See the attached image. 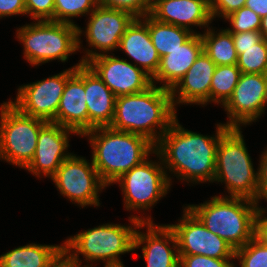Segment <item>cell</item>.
I'll list each match as a JSON object with an SVG mask.
<instances>
[{
  "label": "cell",
  "instance_id": "5b68a950",
  "mask_svg": "<svg viewBox=\"0 0 267 267\" xmlns=\"http://www.w3.org/2000/svg\"><path fill=\"white\" fill-rule=\"evenodd\" d=\"M212 233L234 250L243 247L255 236L257 202L228 195L213 196L199 205H186Z\"/></svg>",
  "mask_w": 267,
  "mask_h": 267
},
{
  "label": "cell",
  "instance_id": "277c9868",
  "mask_svg": "<svg viewBox=\"0 0 267 267\" xmlns=\"http://www.w3.org/2000/svg\"><path fill=\"white\" fill-rule=\"evenodd\" d=\"M128 218L131 223L128 224L129 226L105 223L68 237L63 242V251L76 265L82 263L79 255H82L88 263L84 266L92 267L93 262L97 261L105 262L104 266L123 264L120 255L133 251L137 226L141 222H153L150 215L147 218L137 215H131ZM90 262L91 264H89Z\"/></svg>",
  "mask_w": 267,
  "mask_h": 267
},
{
  "label": "cell",
  "instance_id": "ffe728a7",
  "mask_svg": "<svg viewBox=\"0 0 267 267\" xmlns=\"http://www.w3.org/2000/svg\"><path fill=\"white\" fill-rule=\"evenodd\" d=\"M210 1L154 0L150 15L159 22L173 24L197 34L192 26L206 29L213 22Z\"/></svg>",
  "mask_w": 267,
  "mask_h": 267
},
{
  "label": "cell",
  "instance_id": "ee69618b",
  "mask_svg": "<svg viewBox=\"0 0 267 267\" xmlns=\"http://www.w3.org/2000/svg\"><path fill=\"white\" fill-rule=\"evenodd\" d=\"M71 267H91V266H81V265H76V264H73ZM94 267V266H93Z\"/></svg>",
  "mask_w": 267,
  "mask_h": 267
},
{
  "label": "cell",
  "instance_id": "44dd1931",
  "mask_svg": "<svg viewBox=\"0 0 267 267\" xmlns=\"http://www.w3.org/2000/svg\"><path fill=\"white\" fill-rule=\"evenodd\" d=\"M118 49L151 78L156 74L161 57L153 46L148 26L141 18H135L127 27Z\"/></svg>",
  "mask_w": 267,
  "mask_h": 267
},
{
  "label": "cell",
  "instance_id": "74e56055",
  "mask_svg": "<svg viewBox=\"0 0 267 267\" xmlns=\"http://www.w3.org/2000/svg\"><path fill=\"white\" fill-rule=\"evenodd\" d=\"M235 48H249L257 44L262 35L259 31H245L239 33H232Z\"/></svg>",
  "mask_w": 267,
  "mask_h": 267
},
{
  "label": "cell",
  "instance_id": "9c48e42d",
  "mask_svg": "<svg viewBox=\"0 0 267 267\" xmlns=\"http://www.w3.org/2000/svg\"><path fill=\"white\" fill-rule=\"evenodd\" d=\"M158 161L148 157L140 165L121 175L113 184L121 187L125 210L149 211L154 204L165 197L171 187V176H167L160 155Z\"/></svg>",
  "mask_w": 267,
  "mask_h": 267
},
{
  "label": "cell",
  "instance_id": "83f0119b",
  "mask_svg": "<svg viewBox=\"0 0 267 267\" xmlns=\"http://www.w3.org/2000/svg\"><path fill=\"white\" fill-rule=\"evenodd\" d=\"M236 52L241 73L267 74V40L262 38L249 48H236Z\"/></svg>",
  "mask_w": 267,
  "mask_h": 267
},
{
  "label": "cell",
  "instance_id": "ab89813d",
  "mask_svg": "<svg viewBox=\"0 0 267 267\" xmlns=\"http://www.w3.org/2000/svg\"><path fill=\"white\" fill-rule=\"evenodd\" d=\"M245 7L250 8L261 18L267 16V0H246Z\"/></svg>",
  "mask_w": 267,
  "mask_h": 267
},
{
  "label": "cell",
  "instance_id": "f1b7e54d",
  "mask_svg": "<svg viewBox=\"0 0 267 267\" xmlns=\"http://www.w3.org/2000/svg\"><path fill=\"white\" fill-rule=\"evenodd\" d=\"M54 22L76 25L72 18L89 15L99 0H54Z\"/></svg>",
  "mask_w": 267,
  "mask_h": 267
},
{
  "label": "cell",
  "instance_id": "b9f144b4",
  "mask_svg": "<svg viewBox=\"0 0 267 267\" xmlns=\"http://www.w3.org/2000/svg\"><path fill=\"white\" fill-rule=\"evenodd\" d=\"M259 32L262 35V38L267 40V16L261 18V26Z\"/></svg>",
  "mask_w": 267,
  "mask_h": 267
},
{
  "label": "cell",
  "instance_id": "ba28073f",
  "mask_svg": "<svg viewBox=\"0 0 267 267\" xmlns=\"http://www.w3.org/2000/svg\"><path fill=\"white\" fill-rule=\"evenodd\" d=\"M0 106V160L25 169L34 157L40 129L47 121L22 113L10 99Z\"/></svg>",
  "mask_w": 267,
  "mask_h": 267
},
{
  "label": "cell",
  "instance_id": "5bb4252c",
  "mask_svg": "<svg viewBox=\"0 0 267 267\" xmlns=\"http://www.w3.org/2000/svg\"><path fill=\"white\" fill-rule=\"evenodd\" d=\"M177 224H168L174 231L179 255H204L215 259H235V250L218 235L209 231L187 207Z\"/></svg>",
  "mask_w": 267,
  "mask_h": 267
},
{
  "label": "cell",
  "instance_id": "484cf974",
  "mask_svg": "<svg viewBox=\"0 0 267 267\" xmlns=\"http://www.w3.org/2000/svg\"><path fill=\"white\" fill-rule=\"evenodd\" d=\"M204 31L203 34L200 32L203 40V51L216 66L237 64L238 55L232 33L225 28L217 32L212 26H209Z\"/></svg>",
  "mask_w": 267,
  "mask_h": 267
},
{
  "label": "cell",
  "instance_id": "30bf717a",
  "mask_svg": "<svg viewBox=\"0 0 267 267\" xmlns=\"http://www.w3.org/2000/svg\"><path fill=\"white\" fill-rule=\"evenodd\" d=\"M61 195L79 207L100 206L99 192L108 186L101 180L91 159L72 154L50 178Z\"/></svg>",
  "mask_w": 267,
  "mask_h": 267
},
{
  "label": "cell",
  "instance_id": "e0dca14e",
  "mask_svg": "<svg viewBox=\"0 0 267 267\" xmlns=\"http://www.w3.org/2000/svg\"><path fill=\"white\" fill-rule=\"evenodd\" d=\"M145 227V233L140 231ZM139 247H142V258L146 261L145 267H179L177 239L168 224L156 225L153 222H141L135 231L133 251Z\"/></svg>",
  "mask_w": 267,
  "mask_h": 267
},
{
  "label": "cell",
  "instance_id": "2e32d148",
  "mask_svg": "<svg viewBox=\"0 0 267 267\" xmlns=\"http://www.w3.org/2000/svg\"><path fill=\"white\" fill-rule=\"evenodd\" d=\"M78 135L53 122H47L41 129L37 140L34 157L25 170L40 178H51L62 162L73 153L67 152L69 147V135Z\"/></svg>",
  "mask_w": 267,
  "mask_h": 267
},
{
  "label": "cell",
  "instance_id": "52a82bcc",
  "mask_svg": "<svg viewBox=\"0 0 267 267\" xmlns=\"http://www.w3.org/2000/svg\"><path fill=\"white\" fill-rule=\"evenodd\" d=\"M76 25L54 21H34L16 31V38L23 46L24 59L32 66L59 60L68 61L77 53L78 32Z\"/></svg>",
  "mask_w": 267,
  "mask_h": 267
},
{
  "label": "cell",
  "instance_id": "f546056e",
  "mask_svg": "<svg viewBox=\"0 0 267 267\" xmlns=\"http://www.w3.org/2000/svg\"><path fill=\"white\" fill-rule=\"evenodd\" d=\"M240 267H267V245L255 236L243 247L235 250Z\"/></svg>",
  "mask_w": 267,
  "mask_h": 267
},
{
  "label": "cell",
  "instance_id": "7c38bea8",
  "mask_svg": "<svg viewBox=\"0 0 267 267\" xmlns=\"http://www.w3.org/2000/svg\"><path fill=\"white\" fill-rule=\"evenodd\" d=\"M81 64L79 60L73 67L59 74L19 86L16 98L10 102L26 115L52 122L56 118L66 81Z\"/></svg>",
  "mask_w": 267,
  "mask_h": 267
},
{
  "label": "cell",
  "instance_id": "d4e9b609",
  "mask_svg": "<svg viewBox=\"0 0 267 267\" xmlns=\"http://www.w3.org/2000/svg\"><path fill=\"white\" fill-rule=\"evenodd\" d=\"M148 31L156 51L163 57L187 42L194 33L188 29L157 21L150 14L141 18Z\"/></svg>",
  "mask_w": 267,
  "mask_h": 267
},
{
  "label": "cell",
  "instance_id": "60d3db41",
  "mask_svg": "<svg viewBox=\"0 0 267 267\" xmlns=\"http://www.w3.org/2000/svg\"><path fill=\"white\" fill-rule=\"evenodd\" d=\"M73 264L70 257L63 251L47 267H71Z\"/></svg>",
  "mask_w": 267,
  "mask_h": 267
},
{
  "label": "cell",
  "instance_id": "d6a6232c",
  "mask_svg": "<svg viewBox=\"0 0 267 267\" xmlns=\"http://www.w3.org/2000/svg\"><path fill=\"white\" fill-rule=\"evenodd\" d=\"M26 15L35 21H54V0H25Z\"/></svg>",
  "mask_w": 267,
  "mask_h": 267
},
{
  "label": "cell",
  "instance_id": "ac0fdd59",
  "mask_svg": "<svg viewBox=\"0 0 267 267\" xmlns=\"http://www.w3.org/2000/svg\"><path fill=\"white\" fill-rule=\"evenodd\" d=\"M85 99V63L67 79L53 123L75 131L80 137L88 132V108Z\"/></svg>",
  "mask_w": 267,
  "mask_h": 267
},
{
  "label": "cell",
  "instance_id": "9a60e30c",
  "mask_svg": "<svg viewBox=\"0 0 267 267\" xmlns=\"http://www.w3.org/2000/svg\"><path fill=\"white\" fill-rule=\"evenodd\" d=\"M86 64L109 87L116 97L142 92L152 85L151 77L127 59L114 53L93 57Z\"/></svg>",
  "mask_w": 267,
  "mask_h": 267
},
{
  "label": "cell",
  "instance_id": "3957f363",
  "mask_svg": "<svg viewBox=\"0 0 267 267\" xmlns=\"http://www.w3.org/2000/svg\"><path fill=\"white\" fill-rule=\"evenodd\" d=\"M83 136L88 137L93 164L107 186L155 151V145L146 137L110 126L96 127Z\"/></svg>",
  "mask_w": 267,
  "mask_h": 267
},
{
  "label": "cell",
  "instance_id": "836d02e7",
  "mask_svg": "<svg viewBox=\"0 0 267 267\" xmlns=\"http://www.w3.org/2000/svg\"><path fill=\"white\" fill-rule=\"evenodd\" d=\"M179 258V267H236L234 259H215L204 255H179Z\"/></svg>",
  "mask_w": 267,
  "mask_h": 267
},
{
  "label": "cell",
  "instance_id": "1f68e13d",
  "mask_svg": "<svg viewBox=\"0 0 267 267\" xmlns=\"http://www.w3.org/2000/svg\"><path fill=\"white\" fill-rule=\"evenodd\" d=\"M154 0H99V4L131 13L136 18L150 14Z\"/></svg>",
  "mask_w": 267,
  "mask_h": 267
},
{
  "label": "cell",
  "instance_id": "6da1fadb",
  "mask_svg": "<svg viewBox=\"0 0 267 267\" xmlns=\"http://www.w3.org/2000/svg\"><path fill=\"white\" fill-rule=\"evenodd\" d=\"M179 123L176 117L155 145L167 176L171 172L187 184L213 183L217 146L228 127L222 123L215 124L216 134L207 136L187 130Z\"/></svg>",
  "mask_w": 267,
  "mask_h": 267
},
{
  "label": "cell",
  "instance_id": "603a6c76",
  "mask_svg": "<svg viewBox=\"0 0 267 267\" xmlns=\"http://www.w3.org/2000/svg\"><path fill=\"white\" fill-rule=\"evenodd\" d=\"M85 99L88 108V131L110 126L115 114V94L85 63Z\"/></svg>",
  "mask_w": 267,
  "mask_h": 267
},
{
  "label": "cell",
  "instance_id": "cb8c5ba5",
  "mask_svg": "<svg viewBox=\"0 0 267 267\" xmlns=\"http://www.w3.org/2000/svg\"><path fill=\"white\" fill-rule=\"evenodd\" d=\"M63 252V244L30 243L0 255V267H47Z\"/></svg>",
  "mask_w": 267,
  "mask_h": 267
},
{
  "label": "cell",
  "instance_id": "f35d334b",
  "mask_svg": "<svg viewBox=\"0 0 267 267\" xmlns=\"http://www.w3.org/2000/svg\"><path fill=\"white\" fill-rule=\"evenodd\" d=\"M267 210L258 206L255 216V237L267 245Z\"/></svg>",
  "mask_w": 267,
  "mask_h": 267
},
{
  "label": "cell",
  "instance_id": "7402d4cb",
  "mask_svg": "<svg viewBox=\"0 0 267 267\" xmlns=\"http://www.w3.org/2000/svg\"><path fill=\"white\" fill-rule=\"evenodd\" d=\"M203 51V40L200 33L194 34L179 48L170 51L160 58L156 74L151 78L152 84H162V88L171 90L186 74Z\"/></svg>",
  "mask_w": 267,
  "mask_h": 267
},
{
  "label": "cell",
  "instance_id": "4fadbf2b",
  "mask_svg": "<svg viewBox=\"0 0 267 267\" xmlns=\"http://www.w3.org/2000/svg\"><path fill=\"white\" fill-rule=\"evenodd\" d=\"M267 74L241 73L231 97L222 106L227 112V127L252 124L265 113Z\"/></svg>",
  "mask_w": 267,
  "mask_h": 267
},
{
  "label": "cell",
  "instance_id": "d590c367",
  "mask_svg": "<svg viewBox=\"0 0 267 267\" xmlns=\"http://www.w3.org/2000/svg\"><path fill=\"white\" fill-rule=\"evenodd\" d=\"M258 167V197L257 204L261 200L267 201V147L262 152Z\"/></svg>",
  "mask_w": 267,
  "mask_h": 267
},
{
  "label": "cell",
  "instance_id": "4dcf8cb0",
  "mask_svg": "<svg viewBox=\"0 0 267 267\" xmlns=\"http://www.w3.org/2000/svg\"><path fill=\"white\" fill-rule=\"evenodd\" d=\"M224 19L231 24L232 28H226L231 33L259 31L261 26V17L245 6L229 14Z\"/></svg>",
  "mask_w": 267,
  "mask_h": 267
},
{
  "label": "cell",
  "instance_id": "d6986e66",
  "mask_svg": "<svg viewBox=\"0 0 267 267\" xmlns=\"http://www.w3.org/2000/svg\"><path fill=\"white\" fill-rule=\"evenodd\" d=\"M215 68L216 64L202 51L186 74L170 90L176 110L179 104L204 107L210 103V86Z\"/></svg>",
  "mask_w": 267,
  "mask_h": 267
},
{
  "label": "cell",
  "instance_id": "4316f807",
  "mask_svg": "<svg viewBox=\"0 0 267 267\" xmlns=\"http://www.w3.org/2000/svg\"><path fill=\"white\" fill-rule=\"evenodd\" d=\"M240 76L237 64L216 66L210 86V102L223 106L231 97Z\"/></svg>",
  "mask_w": 267,
  "mask_h": 267
},
{
  "label": "cell",
  "instance_id": "8992f818",
  "mask_svg": "<svg viewBox=\"0 0 267 267\" xmlns=\"http://www.w3.org/2000/svg\"><path fill=\"white\" fill-rule=\"evenodd\" d=\"M240 127H228L217 146L213 182L225 184L229 197L257 202L258 170L255 171Z\"/></svg>",
  "mask_w": 267,
  "mask_h": 267
},
{
  "label": "cell",
  "instance_id": "e575fe53",
  "mask_svg": "<svg viewBox=\"0 0 267 267\" xmlns=\"http://www.w3.org/2000/svg\"><path fill=\"white\" fill-rule=\"evenodd\" d=\"M246 0H211L210 10L214 20L216 17L225 18L229 14L245 6Z\"/></svg>",
  "mask_w": 267,
  "mask_h": 267
},
{
  "label": "cell",
  "instance_id": "8d00e7d4",
  "mask_svg": "<svg viewBox=\"0 0 267 267\" xmlns=\"http://www.w3.org/2000/svg\"><path fill=\"white\" fill-rule=\"evenodd\" d=\"M16 15H26L25 0H0V19Z\"/></svg>",
  "mask_w": 267,
  "mask_h": 267
},
{
  "label": "cell",
  "instance_id": "8fae6325",
  "mask_svg": "<svg viewBox=\"0 0 267 267\" xmlns=\"http://www.w3.org/2000/svg\"><path fill=\"white\" fill-rule=\"evenodd\" d=\"M87 16L89 18L85 31L81 27H77L78 50L82 48L80 36L83 32L82 35L85 34L88 43L87 47L92 48L84 50L86 51L85 55L80 59L82 63H86L98 55L109 54V52L118 49L121 37L136 18L129 12L108 8L101 4Z\"/></svg>",
  "mask_w": 267,
  "mask_h": 267
},
{
  "label": "cell",
  "instance_id": "7a4b0ae2",
  "mask_svg": "<svg viewBox=\"0 0 267 267\" xmlns=\"http://www.w3.org/2000/svg\"><path fill=\"white\" fill-rule=\"evenodd\" d=\"M176 112L170 90L152 84L142 92L116 97L110 127L142 135L156 145L174 122Z\"/></svg>",
  "mask_w": 267,
  "mask_h": 267
},
{
  "label": "cell",
  "instance_id": "7bdbcfd3",
  "mask_svg": "<svg viewBox=\"0 0 267 267\" xmlns=\"http://www.w3.org/2000/svg\"><path fill=\"white\" fill-rule=\"evenodd\" d=\"M124 264L106 265L104 267H124Z\"/></svg>",
  "mask_w": 267,
  "mask_h": 267
}]
</instances>
